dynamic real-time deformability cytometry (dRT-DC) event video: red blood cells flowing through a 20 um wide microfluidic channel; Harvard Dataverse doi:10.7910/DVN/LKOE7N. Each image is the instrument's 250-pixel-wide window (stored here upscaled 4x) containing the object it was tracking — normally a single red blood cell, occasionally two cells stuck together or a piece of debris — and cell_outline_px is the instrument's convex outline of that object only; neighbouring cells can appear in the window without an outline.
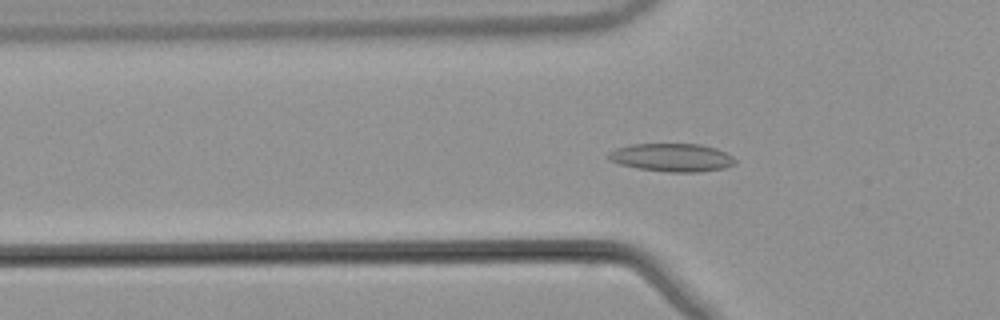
{"species": "common noctule bat (a hibernating species)", "species_latin": "Nyctalus noctula", "temperature_condition": "warm", "stored_images_in_passage": 41, "camera_frame_rate_fps": 3000, "um_per_image_px": 0.085, "animal": {"sex": "male", "body_mass_g": 21.5, "forearm_length_mm": 52.0}, "frame": {"image": 1, "passage_image": 5, "time_ms": 1.333, "image_size_px": [1000, 320], "cell_outline_px": [[736, 164], [724, 168], [700, 172], [668, 172], [636, 168], [620, 164], [608, 160], [608, 152], [616, 148], [632, 144], [700, 144], [716, 148], [732, 156], [736, 160]], "centroid_in_image_um": [57.11, 13.39], "position_along_channel_um": 68.7, "area_um2": 20.87}}
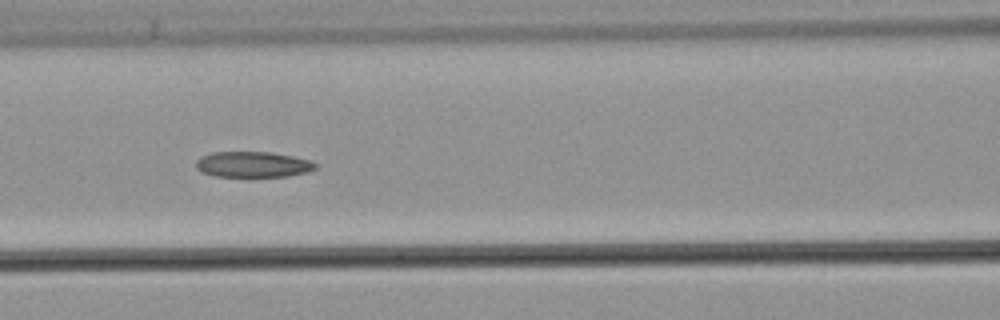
{"frame": {"image": 2, "passage_image": 11, "time_ms": 3.333, "image_size_px": [1000, 320], "cell_outline_px": [[316, 168], [308, 172], [288, 176], [216, 176], [200, 172], [196, 168], [196, 160], [200, 156], [212, 152], [268, 152], [292, 156], [308, 160], [316, 164]], "centroid_in_image_um": [21.45, 13.97], "position_along_channel_um": 145.2, "area_um2": 17.8}}
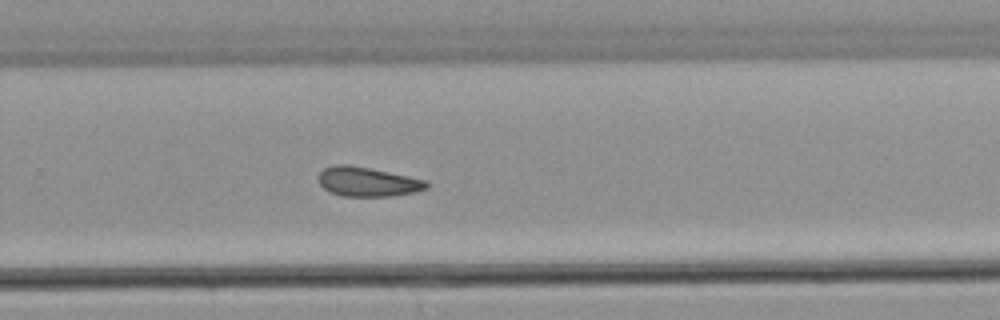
{"frame": {"image": 3, "passage_image": 23, "time_ms": 7.333, "image_size_px": [1000, 320], "cell_outline_px": [[428, 188], [416, 192], [388, 196], [344, 196], [332, 192], [324, 188], [320, 184], [320, 172], [324, 168], [336, 164], [348, 164], [428, 180]], "centroid_in_image_um": [31.28, 15.45], "position_along_channel_um": 298.5, "area_um2": 18.26}}